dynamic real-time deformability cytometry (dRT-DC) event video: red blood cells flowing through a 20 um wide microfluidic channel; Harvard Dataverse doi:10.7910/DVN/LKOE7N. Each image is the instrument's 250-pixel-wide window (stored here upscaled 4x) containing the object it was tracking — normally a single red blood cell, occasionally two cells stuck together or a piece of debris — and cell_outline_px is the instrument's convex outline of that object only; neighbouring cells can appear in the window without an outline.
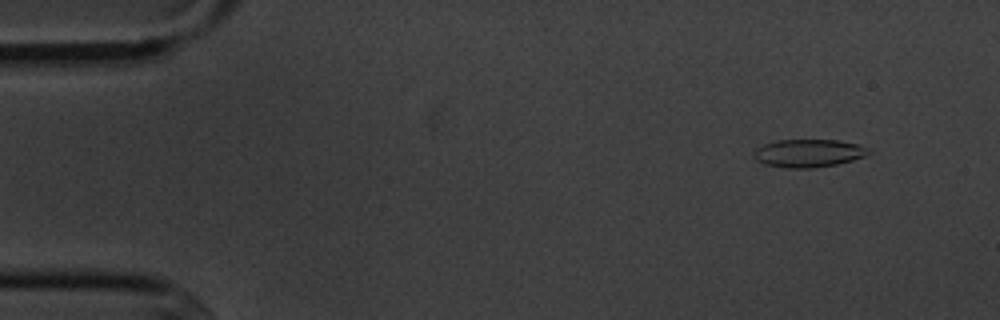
{"species": "common noctule bat (a hibernating species)", "species_latin": "Nyctalus noctula", "temperature_condition": "cold", "stored_images_in_passage": 5, "camera_frame_rate_fps": 3000, "um_per_image_px": 0.085, "animal": {"sex": "male", "body_mass_g": 20.1, "forearm_length_mm": 53.5}, "frame": {"image": 1, "passage_image": 2, "time_ms": 1.0, "image_size_px": [1000, 320], "cell_outline_px": [[872, 152], [864, 156], [852, 160], [836, 164], [816, 168], [788, 168], [764, 164], [756, 160], [752, 156], [752, 152], [756, 148], [764, 144], [776, 140], [836, 140], [856, 144], [872, 148]], "centroid_in_image_um": [68.71, 13.02], "position_along_channel_um": 16.3, "area_um2": 18.84}}